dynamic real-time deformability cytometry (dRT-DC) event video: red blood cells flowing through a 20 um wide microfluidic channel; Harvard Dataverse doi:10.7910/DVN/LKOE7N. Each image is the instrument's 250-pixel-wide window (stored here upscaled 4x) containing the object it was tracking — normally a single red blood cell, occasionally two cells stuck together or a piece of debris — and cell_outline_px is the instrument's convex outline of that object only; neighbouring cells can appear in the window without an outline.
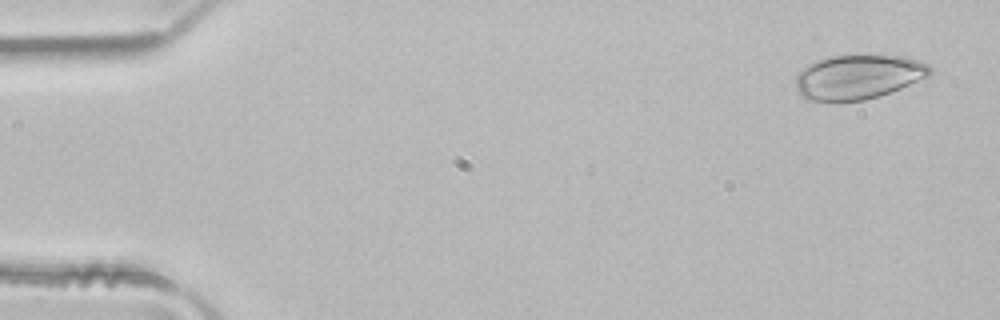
{"species": "common noctule bat (a hibernating species)", "species_latin": "Nyctalus noctula", "temperature_condition": "room temperature", "stored_images_in_passage": 3, "camera_frame_rate_fps": 3000, "um_per_image_px": 0.085, "animal": {"sex": "male", "body_mass_g": 21.5, "forearm_length_mm": 52.0}, "frame": {"image": 1, "passage_image": 1, "time_ms": 0.0, "image_size_px": [1000, 320], "cell_outline_px": [[932, 72], [928, 76], [900, 88], [880, 96], [864, 100], [804, 100], [796, 88], [796, 72], [800, 68], [808, 64], [832, 56], [904, 56], [928, 64], [932, 68]], "centroid_in_image_um": [72.92, 6.54], "position_along_channel_um": 12.1, "area_um2": 34.45}}